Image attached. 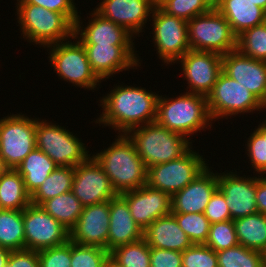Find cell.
Instances as JSON below:
<instances>
[{"mask_svg":"<svg viewBox=\"0 0 266 267\" xmlns=\"http://www.w3.org/2000/svg\"><path fill=\"white\" fill-rule=\"evenodd\" d=\"M206 5L212 10V9H217L223 0H203Z\"/></svg>","mask_w":266,"mask_h":267,"instance_id":"49","label":"cell"},{"mask_svg":"<svg viewBox=\"0 0 266 267\" xmlns=\"http://www.w3.org/2000/svg\"><path fill=\"white\" fill-rule=\"evenodd\" d=\"M72 40L47 46L51 67L53 66L54 73L56 72L59 79L78 88L96 90L101 80L92 71L83 44L74 35Z\"/></svg>","mask_w":266,"mask_h":267,"instance_id":"6","label":"cell"},{"mask_svg":"<svg viewBox=\"0 0 266 267\" xmlns=\"http://www.w3.org/2000/svg\"><path fill=\"white\" fill-rule=\"evenodd\" d=\"M225 172V173H224ZM218 173V188L228 205L231 220L258 213L256 204V176L246 177L230 171Z\"/></svg>","mask_w":266,"mask_h":267,"instance_id":"18","label":"cell"},{"mask_svg":"<svg viewBox=\"0 0 266 267\" xmlns=\"http://www.w3.org/2000/svg\"><path fill=\"white\" fill-rule=\"evenodd\" d=\"M205 162V158L191 148L181 158L148 167L146 184L172 196L208 167Z\"/></svg>","mask_w":266,"mask_h":267,"instance_id":"10","label":"cell"},{"mask_svg":"<svg viewBox=\"0 0 266 267\" xmlns=\"http://www.w3.org/2000/svg\"><path fill=\"white\" fill-rule=\"evenodd\" d=\"M71 191L83 207L110 201L117 195L105 171L91 155L74 167Z\"/></svg>","mask_w":266,"mask_h":267,"instance_id":"14","label":"cell"},{"mask_svg":"<svg viewBox=\"0 0 266 267\" xmlns=\"http://www.w3.org/2000/svg\"><path fill=\"white\" fill-rule=\"evenodd\" d=\"M178 62L189 93L207 96L222 73V55L217 53L189 50Z\"/></svg>","mask_w":266,"mask_h":267,"instance_id":"15","label":"cell"},{"mask_svg":"<svg viewBox=\"0 0 266 267\" xmlns=\"http://www.w3.org/2000/svg\"><path fill=\"white\" fill-rule=\"evenodd\" d=\"M150 267H182V252L150 247Z\"/></svg>","mask_w":266,"mask_h":267,"instance_id":"45","label":"cell"},{"mask_svg":"<svg viewBox=\"0 0 266 267\" xmlns=\"http://www.w3.org/2000/svg\"><path fill=\"white\" fill-rule=\"evenodd\" d=\"M58 166L39 148H34L16 170L24 179L27 193L32 196Z\"/></svg>","mask_w":266,"mask_h":267,"instance_id":"27","label":"cell"},{"mask_svg":"<svg viewBox=\"0 0 266 267\" xmlns=\"http://www.w3.org/2000/svg\"><path fill=\"white\" fill-rule=\"evenodd\" d=\"M30 203L24 179L16 169H8L0 176V209L23 210Z\"/></svg>","mask_w":266,"mask_h":267,"instance_id":"29","label":"cell"},{"mask_svg":"<svg viewBox=\"0 0 266 267\" xmlns=\"http://www.w3.org/2000/svg\"><path fill=\"white\" fill-rule=\"evenodd\" d=\"M238 243L248 249L266 250V215L255 213L233 220Z\"/></svg>","mask_w":266,"mask_h":267,"instance_id":"28","label":"cell"},{"mask_svg":"<svg viewBox=\"0 0 266 267\" xmlns=\"http://www.w3.org/2000/svg\"><path fill=\"white\" fill-rule=\"evenodd\" d=\"M109 224V201L83 207L78 221L70 230V241L102 247L108 251Z\"/></svg>","mask_w":266,"mask_h":267,"instance_id":"21","label":"cell"},{"mask_svg":"<svg viewBox=\"0 0 266 267\" xmlns=\"http://www.w3.org/2000/svg\"><path fill=\"white\" fill-rule=\"evenodd\" d=\"M207 107L211 120L228 119L233 115L255 113L264 110L266 106L248 88L227 76L223 71L213 86L212 91L206 96ZM260 109V110H259Z\"/></svg>","mask_w":266,"mask_h":267,"instance_id":"9","label":"cell"},{"mask_svg":"<svg viewBox=\"0 0 266 267\" xmlns=\"http://www.w3.org/2000/svg\"><path fill=\"white\" fill-rule=\"evenodd\" d=\"M39 267H71V241L38 251Z\"/></svg>","mask_w":266,"mask_h":267,"instance_id":"42","label":"cell"},{"mask_svg":"<svg viewBox=\"0 0 266 267\" xmlns=\"http://www.w3.org/2000/svg\"><path fill=\"white\" fill-rule=\"evenodd\" d=\"M256 204L258 213L266 215V176H256Z\"/></svg>","mask_w":266,"mask_h":267,"instance_id":"47","label":"cell"},{"mask_svg":"<svg viewBox=\"0 0 266 267\" xmlns=\"http://www.w3.org/2000/svg\"><path fill=\"white\" fill-rule=\"evenodd\" d=\"M65 127L37 118L36 147L46 153L58 167H76L92 153L87 150L77 134Z\"/></svg>","mask_w":266,"mask_h":267,"instance_id":"8","label":"cell"},{"mask_svg":"<svg viewBox=\"0 0 266 267\" xmlns=\"http://www.w3.org/2000/svg\"><path fill=\"white\" fill-rule=\"evenodd\" d=\"M182 267H218L217 254L205 244H192L182 252Z\"/></svg>","mask_w":266,"mask_h":267,"instance_id":"41","label":"cell"},{"mask_svg":"<svg viewBox=\"0 0 266 267\" xmlns=\"http://www.w3.org/2000/svg\"><path fill=\"white\" fill-rule=\"evenodd\" d=\"M73 177L74 167H58L31 196V203L40 205L46 200L71 191Z\"/></svg>","mask_w":266,"mask_h":267,"instance_id":"32","label":"cell"},{"mask_svg":"<svg viewBox=\"0 0 266 267\" xmlns=\"http://www.w3.org/2000/svg\"><path fill=\"white\" fill-rule=\"evenodd\" d=\"M208 167L182 190L171 196V213H204L209 200L218 189V172Z\"/></svg>","mask_w":266,"mask_h":267,"instance_id":"23","label":"cell"},{"mask_svg":"<svg viewBox=\"0 0 266 267\" xmlns=\"http://www.w3.org/2000/svg\"><path fill=\"white\" fill-rule=\"evenodd\" d=\"M218 267H265L264 254L240 244L216 252Z\"/></svg>","mask_w":266,"mask_h":267,"instance_id":"34","label":"cell"},{"mask_svg":"<svg viewBox=\"0 0 266 267\" xmlns=\"http://www.w3.org/2000/svg\"><path fill=\"white\" fill-rule=\"evenodd\" d=\"M146 168L181 158L192 148V141L157 122L135 127L126 133Z\"/></svg>","mask_w":266,"mask_h":267,"instance_id":"4","label":"cell"},{"mask_svg":"<svg viewBox=\"0 0 266 267\" xmlns=\"http://www.w3.org/2000/svg\"><path fill=\"white\" fill-rule=\"evenodd\" d=\"M9 168L6 166L4 160L0 156V176L4 174Z\"/></svg>","mask_w":266,"mask_h":267,"instance_id":"52","label":"cell"},{"mask_svg":"<svg viewBox=\"0 0 266 267\" xmlns=\"http://www.w3.org/2000/svg\"><path fill=\"white\" fill-rule=\"evenodd\" d=\"M204 216L211 224L231 220L230 211L223 193L218 188L207 204Z\"/></svg>","mask_w":266,"mask_h":267,"instance_id":"44","label":"cell"},{"mask_svg":"<svg viewBox=\"0 0 266 267\" xmlns=\"http://www.w3.org/2000/svg\"><path fill=\"white\" fill-rule=\"evenodd\" d=\"M11 250L0 247V267H5L9 260Z\"/></svg>","mask_w":266,"mask_h":267,"instance_id":"48","label":"cell"},{"mask_svg":"<svg viewBox=\"0 0 266 267\" xmlns=\"http://www.w3.org/2000/svg\"><path fill=\"white\" fill-rule=\"evenodd\" d=\"M120 195L126 200L132 218L143 231L156 219L171 213V195L147 184Z\"/></svg>","mask_w":266,"mask_h":267,"instance_id":"20","label":"cell"},{"mask_svg":"<svg viewBox=\"0 0 266 267\" xmlns=\"http://www.w3.org/2000/svg\"><path fill=\"white\" fill-rule=\"evenodd\" d=\"M16 5L21 36L27 42L46 48L73 37L74 25L62 13L33 4Z\"/></svg>","mask_w":266,"mask_h":267,"instance_id":"5","label":"cell"},{"mask_svg":"<svg viewBox=\"0 0 266 267\" xmlns=\"http://www.w3.org/2000/svg\"><path fill=\"white\" fill-rule=\"evenodd\" d=\"M0 247L25 249L23 210L0 209Z\"/></svg>","mask_w":266,"mask_h":267,"instance_id":"31","label":"cell"},{"mask_svg":"<svg viewBox=\"0 0 266 267\" xmlns=\"http://www.w3.org/2000/svg\"><path fill=\"white\" fill-rule=\"evenodd\" d=\"M264 254V266L266 267V250L263 252Z\"/></svg>","mask_w":266,"mask_h":267,"instance_id":"53","label":"cell"},{"mask_svg":"<svg viewBox=\"0 0 266 267\" xmlns=\"http://www.w3.org/2000/svg\"><path fill=\"white\" fill-rule=\"evenodd\" d=\"M222 71L266 106V61L250 58L236 49L222 56Z\"/></svg>","mask_w":266,"mask_h":267,"instance_id":"19","label":"cell"},{"mask_svg":"<svg viewBox=\"0 0 266 267\" xmlns=\"http://www.w3.org/2000/svg\"><path fill=\"white\" fill-rule=\"evenodd\" d=\"M25 249L41 251L60 246L70 240V231L45 212L40 205L30 203L23 209Z\"/></svg>","mask_w":266,"mask_h":267,"instance_id":"13","label":"cell"},{"mask_svg":"<svg viewBox=\"0 0 266 267\" xmlns=\"http://www.w3.org/2000/svg\"><path fill=\"white\" fill-rule=\"evenodd\" d=\"M114 89L99 100L102 114L94 122L114 129L115 133L156 122L159 94L145 87L113 85Z\"/></svg>","mask_w":266,"mask_h":267,"instance_id":"1","label":"cell"},{"mask_svg":"<svg viewBox=\"0 0 266 267\" xmlns=\"http://www.w3.org/2000/svg\"><path fill=\"white\" fill-rule=\"evenodd\" d=\"M110 224L108 233V251L124 244L143 239V230L131 216L126 200L117 194L109 201Z\"/></svg>","mask_w":266,"mask_h":267,"instance_id":"24","label":"cell"},{"mask_svg":"<svg viewBox=\"0 0 266 267\" xmlns=\"http://www.w3.org/2000/svg\"><path fill=\"white\" fill-rule=\"evenodd\" d=\"M110 257L122 267H150V246L140 241L117 246L110 251Z\"/></svg>","mask_w":266,"mask_h":267,"instance_id":"33","label":"cell"},{"mask_svg":"<svg viewBox=\"0 0 266 267\" xmlns=\"http://www.w3.org/2000/svg\"><path fill=\"white\" fill-rule=\"evenodd\" d=\"M5 267H39L38 251L27 249L11 251Z\"/></svg>","mask_w":266,"mask_h":267,"instance_id":"46","label":"cell"},{"mask_svg":"<svg viewBox=\"0 0 266 267\" xmlns=\"http://www.w3.org/2000/svg\"><path fill=\"white\" fill-rule=\"evenodd\" d=\"M89 15L92 18L87 16L89 20L87 25L85 23L86 27L82 25L80 15L74 24V36L83 45L135 46V37L125 28L103 18L94 9Z\"/></svg>","mask_w":266,"mask_h":267,"instance_id":"22","label":"cell"},{"mask_svg":"<svg viewBox=\"0 0 266 267\" xmlns=\"http://www.w3.org/2000/svg\"><path fill=\"white\" fill-rule=\"evenodd\" d=\"M40 207L69 231L74 227L83 210L81 202L72 191L46 200L40 204Z\"/></svg>","mask_w":266,"mask_h":267,"instance_id":"30","label":"cell"},{"mask_svg":"<svg viewBox=\"0 0 266 267\" xmlns=\"http://www.w3.org/2000/svg\"><path fill=\"white\" fill-rule=\"evenodd\" d=\"M217 10L229 22L237 37L245 30L266 22V11L251 0H223Z\"/></svg>","mask_w":266,"mask_h":267,"instance_id":"26","label":"cell"},{"mask_svg":"<svg viewBox=\"0 0 266 267\" xmlns=\"http://www.w3.org/2000/svg\"><path fill=\"white\" fill-rule=\"evenodd\" d=\"M110 252L98 246L71 242V267H103Z\"/></svg>","mask_w":266,"mask_h":267,"instance_id":"39","label":"cell"},{"mask_svg":"<svg viewBox=\"0 0 266 267\" xmlns=\"http://www.w3.org/2000/svg\"><path fill=\"white\" fill-rule=\"evenodd\" d=\"M157 0H103L94 10L103 18L125 28L135 38L144 32Z\"/></svg>","mask_w":266,"mask_h":267,"instance_id":"16","label":"cell"},{"mask_svg":"<svg viewBox=\"0 0 266 267\" xmlns=\"http://www.w3.org/2000/svg\"><path fill=\"white\" fill-rule=\"evenodd\" d=\"M16 4H33L62 13L73 25L80 13L74 0H17Z\"/></svg>","mask_w":266,"mask_h":267,"instance_id":"43","label":"cell"},{"mask_svg":"<svg viewBox=\"0 0 266 267\" xmlns=\"http://www.w3.org/2000/svg\"><path fill=\"white\" fill-rule=\"evenodd\" d=\"M150 18L153 21L151 33L156 53L166 66L173 65L190 50L187 21L168 15L158 5Z\"/></svg>","mask_w":266,"mask_h":267,"instance_id":"12","label":"cell"},{"mask_svg":"<svg viewBox=\"0 0 266 267\" xmlns=\"http://www.w3.org/2000/svg\"><path fill=\"white\" fill-rule=\"evenodd\" d=\"M92 156L105 171L117 194L139 189L146 184L147 168L127 134L119 133L107 149Z\"/></svg>","mask_w":266,"mask_h":267,"instance_id":"2","label":"cell"},{"mask_svg":"<svg viewBox=\"0 0 266 267\" xmlns=\"http://www.w3.org/2000/svg\"><path fill=\"white\" fill-rule=\"evenodd\" d=\"M12 114L0 119V156L9 169H16L36 148L37 118Z\"/></svg>","mask_w":266,"mask_h":267,"instance_id":"11","label":"cell"},{"mask_svg":"<svg viewBox=\"0 0 266 267\" xmlns=\"http://www.w3.org/2000/svg\"><path fill=\"white\" fill-rule=\"evenodd\" d=\"M103 267H122L120 266L114 259H112L110 256L105 261Z\"/></svg>","mask_w":266,"mask_h":267,"instance_id":"50","label":"cell"},{"mask_svg":"<svg viewBox=\"0 0 266 267\" xmlns=\"http://www.w3.org/2000/svg\"><path fill=\"white\" fill-rule=\"evenodd\" d=\"M254 5L264 9L266 11V0H251Z\"/></svg>","mask_w":266,"mask_h":267,"instance_id":"51","label":"cell"},{"mask_svg":"<svg viewBox=\"0 0 266 267\" xmlns=\"http://www.w3.org/2000/svg\"><path fill=\"white\" fill-rule=\"evenodd\" d=\"M143 239L150 247L183 252L192 245L172 213L151 223L143 232Z\"/></svg>","mask_w":266,"mask_h":267,"instance_id":"25","label":"cell"},{"mask_svg":"<svg viewBox=\"0 0 266 267\" xmlns=\"http://www.w3.org/2000/svg\"><path fill=\"white\" fill-rule=\"evenodd\" d=\"M237 49L250 58L266 61V22L240 34Z\"/></svg>","mask_w":266,"mask_h":267,"instance_id":"35","label":"cell"},{"mask_svg":"<svg viewBox=\"0 0 266 267\" xmlns=\"http://www.w3.org/2000/svg\"><path fill=\"white\" fill-rule=\"evenodd\" d=\"M184 93L174 98L159 95L156 122L191 140L190 136H194L198 131L200 133L208 126L211 129L214 121L212 122L208 112L206 96L189 92Z\"/></svg>","mask_w":266,"mask_h":267,"instance_id":"3","label":"cell"},{"mask_svg":"<svg viewBox=\"0 0 266 267\" xmlns=\"http://www.w3.org/2000/svg\"><path fill=\"white\" fill-rule=\"evenodd\" d=\"M90 67L104 81L114 74L141 66L135 46L83 45ZM141 61V62H139ZM140 64V65H139Z\"/></svg>","mask_w":266,"mask_h":267,"instance_id":"17","label":"cell"},{"mask_svg":"<svg viewBox=\"0 0 266 267\" xmlns=\"http://www.w3.org/2000/svg\"><path fill=\"white\" fill-rule=\"evenodd\" d=\"M157 5L168 15L186 21L211 10L203 0H157Z\"/></svg>","mask_w":266,"mask_h":267,"instance_id":"38","label":"cell"},{"mask_svg":"<svg viewBox=\"0 0 266 267\" xmlns=\"http://www.w3.org/2000/svg\"><path fill=\"white\" fill-rule=\"evenodd\" d=\"M238 239L233 220L213 223L210 226L205 245L215 252L237 246Z\"/></svg>","mask_w":266,"mask_h":267,"instance_id":"40","label":"cell"},{"mask_svg":"<svg viewBox=\"0 0 266 267\" xmlns=\"http://www.w3.org/2000/svg\"><path fill=\"white\" fill-rule=\"evenodd\" d=\"M190 50L225 55L237 49V36L229 22L217 10L195 16L187 21Z\"/></svg>","mask_w":266,"mask_h":267,"instance_id":"7","label":"cell"},{"mask_svg":"<svg viewBox=\"0 0 266 267\" xmlns=\"http://www.w3.org/2000/svg\"><path fill=\"white\" fill-rule=\"evenodd\" d=\"M192 244H205L211 223L204 213L173 214Z\"/></svg>","mask_w":266,"mask_h":267,"instance_id":"37","label":"cell"},{"mask_svg":"<svg viewBox=\"0 0 266 267\" xmlns=\"http://www.w3.org/2000/svg\"><path fill=\"white\" fill-rule=\"evenodd\" d=\"M247 138L246 151L256 175L266 176V119Z\"/></svg>","mask_w":266,"mask_h":267,"instance_id":"36","label":"cell"}]
</instances>
